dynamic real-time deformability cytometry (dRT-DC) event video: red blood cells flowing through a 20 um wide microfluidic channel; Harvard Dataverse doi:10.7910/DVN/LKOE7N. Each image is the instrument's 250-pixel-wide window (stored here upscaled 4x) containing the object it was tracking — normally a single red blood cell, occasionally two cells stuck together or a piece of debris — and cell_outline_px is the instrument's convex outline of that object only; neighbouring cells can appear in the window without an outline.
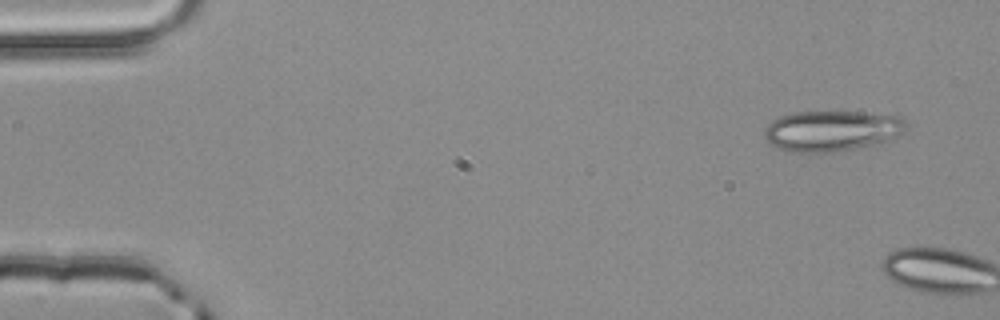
{"species": "common noctule bat (a hibernating species)", "species_latin": "Nyctalus noctula", "temperature_condition": "room temperature", "stored_images_in_passage": 4, "camera_frame_rate_fps": 3000, "um_per_image_px": 0.085, "animal": {"sex": "male", "body_mass_g": 20.4}, "frame": {"image": 1, "passage_image": 1, "time_ms": 0.0, "image_size_px": [1000, 320], "cell_outline_px": [[908, 128], [904, 132], [884, 144], [868, 148], [832, 152], [792, 152], [768, 144], [764, 140], [764, 128], [772, 120], [780, 116], [792, 112], [860, 112], [900, 116], [908, 124]], "centroid_in_image_um": [70.75, 11.14], "position_along_channel_um": 14.2, "area_um2": 34.51}}